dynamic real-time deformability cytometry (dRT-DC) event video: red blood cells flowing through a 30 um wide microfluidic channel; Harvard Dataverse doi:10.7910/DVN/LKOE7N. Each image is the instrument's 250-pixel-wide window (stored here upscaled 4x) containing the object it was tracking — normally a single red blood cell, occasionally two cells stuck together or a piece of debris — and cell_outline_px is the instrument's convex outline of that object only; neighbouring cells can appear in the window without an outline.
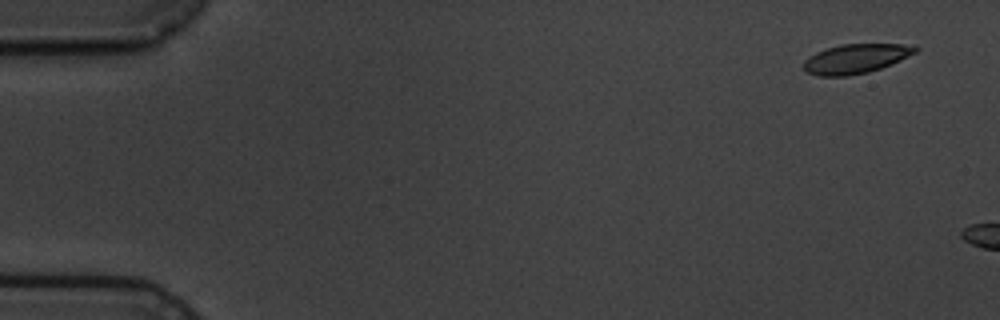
{"species": "common noctule bat (a hibernating species)", "species_latin": "Nyctalus noctula", "temperature_condition": "cold", "stored_images_in_passage": 3, "camera_frame_rate_fps": 3000, "um_per_image_px": 0.085, "animal": {"sex": "male", "body_mass_g": 19.5, "forearm_length_mm": 54.6}, "frame": {"image": 1, "passage_image": 1, "time_ms": 0.0, "image_size_px": [1000, 320], "cell_outline_px": [[920, 48], [916, 52], [900, 60], [880, 68], [868, 72], [848, 76], [820, 76], [808, 72], [804, 68], [804, 60], [816, 52], [840, 44], [900, 44]], "centroid_in_image_um": [72.72, 4.99], "position_along_channel_um": 12.3, "area_um2": 18.84}}